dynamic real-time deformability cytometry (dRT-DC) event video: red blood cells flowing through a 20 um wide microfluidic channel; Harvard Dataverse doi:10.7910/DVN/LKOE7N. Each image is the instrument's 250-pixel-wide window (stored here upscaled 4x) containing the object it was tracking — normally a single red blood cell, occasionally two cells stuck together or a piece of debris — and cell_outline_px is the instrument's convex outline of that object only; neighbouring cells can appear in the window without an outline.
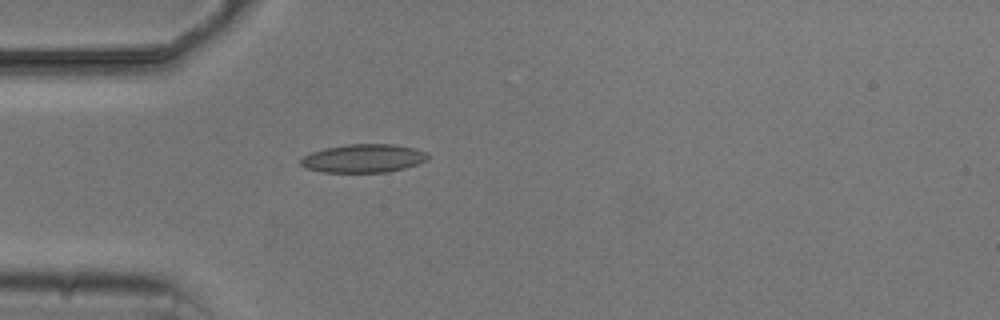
{"species": "common noctule bat (a hibernating species)", "species_latin": "Nyctalus noctula", "temperature_condition": "cold", "stored_images_in_passage": 1, "camera_frame_rate_fps": 3000, "um_per_image_px": 0.085, "animal": {"sex": "male", "body_mass_g": 20.5, "forearm_length_mm": 52.5}, "frame": {"image": 1, "passage_image": 1, "time_ms": 0.0, "image_size_px": [1000, 320], "cell_outline_px": [[428, 160], [404, 168], [388, 172], [320, 172], [308, 168], [300, 164], [300, 156], [324, 148], [348, 144], [392, 144], [412, 148], [428, 152]], "centroid_in_image_um": [30.87, 13.46], "position_along_channel_um": 54.1, "area_um2": 21.04}}